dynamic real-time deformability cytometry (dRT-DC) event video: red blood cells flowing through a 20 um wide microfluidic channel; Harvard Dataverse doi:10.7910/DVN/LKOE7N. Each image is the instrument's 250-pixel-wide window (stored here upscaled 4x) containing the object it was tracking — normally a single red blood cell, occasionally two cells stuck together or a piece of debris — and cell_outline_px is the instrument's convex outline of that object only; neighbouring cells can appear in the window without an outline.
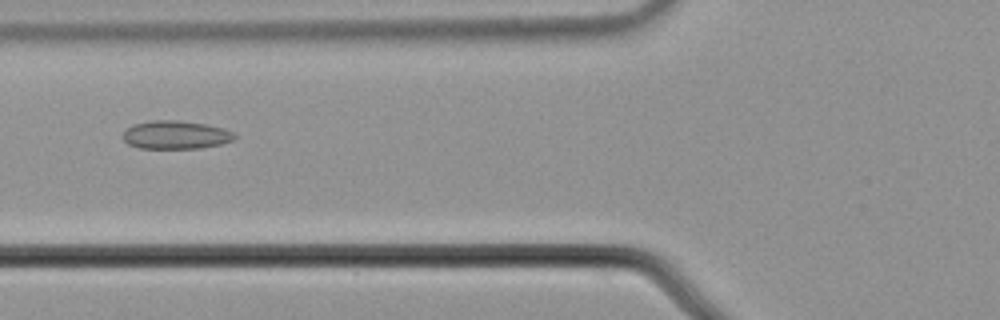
{"species": "common noctule bat (a hibernating species)", "species_latin": "Nyctalus noctula", "temperature_condition": "cold", "stored_images_in_passage": 56, "camera_frame_rate_fps": 3000, "um_per_image_px": 0.085, "animal": {"sex": "male", "body_mass_g": 21.5, "forearm_length_mm": 52.0}, "frame": {"image": 1, "passage_image": 22, "time_ms": 7.0, "image_size_px": [1000, 320], "cell_outline_px": [[236, 136], [232, 140], [220, 144], [200, 148], [140, 148], [128, 144], [124, 140], [124, 132], [132, 124], [152, 120], [176, 120], [204, 124], [224, 128], [232, 132]], "centroid_in_image_um": [14.92, 11.46], "position_along_channel_um": 110.9, "area_um2": 18.21}}
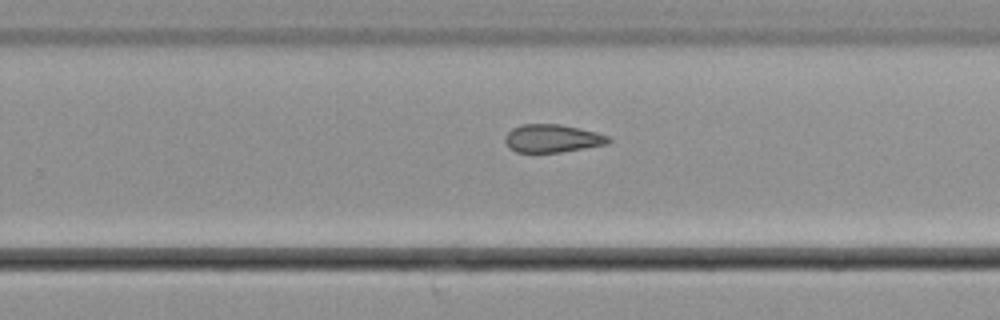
{"frame": {"image": 2, "passage_image": 36, "time_ms": 11.667, "image_size_px": [1000, 320], "cell_outline_px": [[612, 140], [608, 144], [560, 152], [516, 152], [508, 148], [504, 140], [504, 136], [512, 128], [520, 124], [560, 124], [580, 128], [596, 132], [608, 136]], "centroid_in_image_um": [46.92, 11.76], "position_along_channel_um": 282.9, "area_um2": 16.99}}
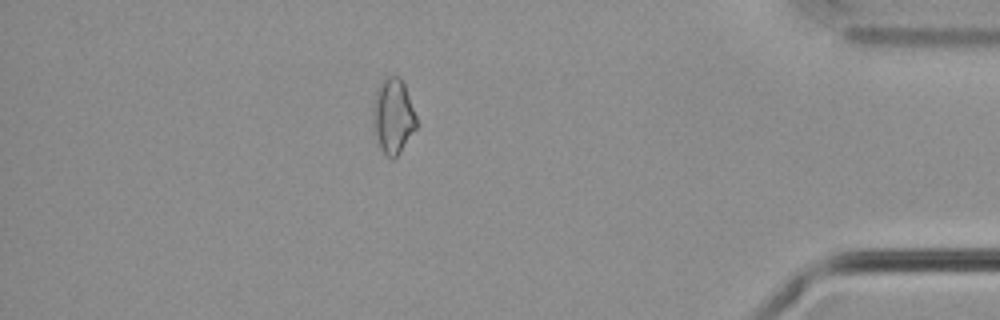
{"frame": {"image": 3, "passage_image": 49, "time_ms": 16.0, "image_size_px": [1000, 320], "cell_outline_px": [[416, 128], [400, 152], [392, 160], [384, 156], [380, 148], [372, 120], [372, 108], [376, 92], [380, 80], [384, 76], [400, 76], [404, 84], [416, 116]], "centroid_in_image_um": [33.39, 9.86], "position_along_channel_um": 401.8, "area_um2": 19.07}, "authors_computed_cell_mechanics": {"area_um2": 19.074, "velocity_mm_per_s": 3.6857, "shape_relaxation_time_tau1_ms": null, "shape_relaxation_time_tau2_ms": 4.8416, "deformation_change_tau1": null, "deformation_change_tau2": 0.1149}}